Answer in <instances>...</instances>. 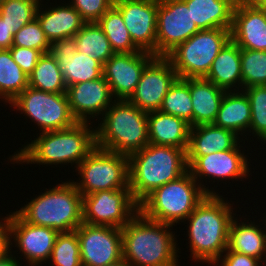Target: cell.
Returning a JSON list of instances; mask_svg holds the SVG:
<instances>
[{
  "instance_id": "1",
  "label": "cell",
  "mask_w": 266,
  "mask_h": 266,
  "mask_svg": "<svg viewBox=\"0 0 266 266\" xmlns=\"http://www.w3.org/2000/svg\"><path fill=\"white\" fill-rule=\"evenodd\" d=\"M219 194H207L186 219L191 256L198 262L218 265L228 246L232 204Z\"/></svg>"
},
{
  "instance_id": "2",
  "label": "cell",
  "mask_w": 266,
  "mask_h": 266,
  "mask_svg": "<svg viewBox=\"0 0 266 266\" xmlns=\"http://www.w3.org/2000/svg\"><path fill=\"white\" fill-rule=\"evenodd\" d=\"M170 227L138 211L122 228V256L129 266H179Z\"/></svg>"
},
{
  "instance_id": "3",
  "label": "cell",
  "mask_w": 266,
  "mask_h": 266,
  "mask_svg": "<svg viewBox=\"0 0 266 266\" xmlns=\"http://www.w3.org/2000/svg\"><path fill=\"white\" fill-rule=\"evenodd\" d=\"M89 122L40 133L36 140L12 155L10 161L44 165L75 163L78 166L96 147L95 130H90Z\"/></svg>"
},
{
  "instance_id": "4",
  "label": "cell",
  "mask_w": 266,
  "mask_h": 266,
  "mask_svg": "<svg viewBox=\"0 0 266 266\" xmlns=\"http://www.w3.org/2000/svg\"><path fill=\"white\" fill-rule=\"evenodd\" d=\"M129 187L139 205L150 193L188 171L186 150L149 143L128 156Z\"/></svg>"
},
{
  "instance_id": "5",
  "label": "cell",
  "mask_w": 266,
  "mask_h": 266,
  "mask_svg": "<svg viewBox=\"0 0 266 266\" xmlns=\"http://www.w3.org/2000/svg\"><path fill=\"white\" fill-rule=\"evenodd\" d=\"M95 130L96 147L130 154L149 144L147 114L128 100H113Z\"/></svg>"
},
{
  "instance_id": "6",
  "label": "cell",
  "mask_w": 266,
  "mask_h": 266,
  "mask_svg": "<svg viewBox=\"0 0 266 266\" xmlns=\"http://www.w3.org/2000/svg\"><path fill=\"white\" fill-rule=\"evenodd\" d=\"M16 212L29 224L71 232L83 223V196L74 182H62Z\"/></svg>"
},
{
  "instance_id": "7",
  "label": "cell",
  "mask_w": 266,
  "mask_h": 266,
  "mask_svg": "<svg viewBox=\"0 0 266 266\" xmlns=\"http://www.w3.org/2000/svg\"><path fill=\"white\" fill-rule=\"evenodd\" d=\"M196 182L188 170L176 180L150 193L139 204V211L148 219L157 222L171 225L183 222L207 194H216Z\"/></svg>"
},
{
  "instance_id": "8",
  "label": "cell",
  "mask_w": 266,
  "mask_h": 266,
  "mask_svg": "<svg viewBox=\"0 0 266 266\" xmlns=\"http://www.w3.org/2000/svg\"><path fill=\"white\" fill-rule=\"evenodd\" d=\"M230 39L229 29L200 30L165 57L171 62L178 78H204Z\"/></svg>"
},
{
  "instance_id": "9",
  "label": "cell",
  "mask_w": 266,
  "mask_h": 266,
  "mask_svg": "<svg viewBox=\"0 0 266 266\" xmlns=\"http://www.w3.org/2000/svg\"><path fill=\"white\" fill-rule=\"evenodd\" d=\"M76 169L82 180L74 184L82 196L97 191L130 188L127 155L95 147Z\"/></svg>"
},
{
  "instance_id": "10",
  "label": "cell",
  "mask_w": 266,
  "mask_h": 266,
  "mask_svg": "<svg viewBox=\"0 0 266 266\" xmlns=\"http://www.w3.org/2000/svg\"><path fill=\"white\" fill-rule=\"evenodd\" d=\"M9 104L36 122L41 133L66 129L78 122L66 93H49L28 86Z\"/></svg>"
},
{
  "instance_id": "11",
  "label": "cell",
  "mask_w": 266,
  "mask_h": 266,
  "mask_svg": "<svg viewBox=\"0 0 266 266\" xmlns=\"http://www.w3.org/2000/svg\"><path fill=\"white\" fill-rule=\"evenodd\" d=\"M139 211L130 188L97 191L83 196V223L123 228Z\"/></svg>"
},
{
  "instance_id": "12",
  "label": "cell",
  "mask_w": 266,
  "mask_h": 266,
  "mask_svg": "<svg viewBox=\"0 0 266 266\" xmlns=\"http://www.w3.org/2000/svg\"><path fill=\"white\" fill-rule=\"evenodd\" d=\"M198 31L183 0H158L156 56H166Z\"/></svg>"
},
{
  "instance_id": "13",
  "label": "cell",
  "mask_w": 266,
  "mask_h": 266,
  "mask_svg": "<svg viewBox=\"0 0 266 266\" xmlns=\"http://www.w3.org/2000/svg\"><path fill=\"white\" fill-rule=\"evenodd\" d=\"M82 266H106L122 256V229L82 223L76 230Z\"/></svg>"
},
{
  "instance_id": "14",
  "label": "cell",
  "mask_w": 266,
  "mask_h": 266,
  "mask_svg": "<svg viewBox=\"0 0 266 266\" xmlns=\"http://www.w3.org/2000/svg\"><path fill=\"white\" fill-rule=\"evenodd\" d=\"M177 78L171 62L165 56H155L143 69L136 89L128 101L145 112L158 111Z\"/></svg>"
},
{
  "instance_id": "15",
  "label": "cell",
  "mask_w": 266,
  "mask_h": 266,
  "mask_svg": "<svg viewBox=\"0 0 266 266\" xmlns=\"http://www.w3.org/2000/svg\"><path fill=\"white\" fill-rule=\"evenodd\" d=\"M133 43L156 56L158 0H114Z\"/></svg>"
},
{
  "instance_id": "16",
  "label": "cell",
  "mask_w": 266,
  "mask_h": 266,
  "mask_svg": "<svg viewBox=\"0 0 266 266\" xmlns=\"http://www.w3.org/2000/svg\"><path fill=\"white\" fill-rule=\"evenodd\" d=\"M154 57V54L145 51L115 53L103 64V77L109 84L115 100L130 98L141 78L143 69Z\"/></svg>"
},
{
  "instance_id": "17",
  "label": "cell",
  "mask_w": 266,
  "mask_h": 266,
  "mask_svg": "<svg viewBox=\"0 0 266 266\" xmlns=\"http://www.w3.org/2000/svg\"><path fill=\"white\" fill-rule=\"evenodd\" d=\"M59 232L51 227L36 226L27 223L17 212L12 213L10 223V245H15L31 266L50 261L52 250Z\"/></svg>"
},
{
  "instance_id": "18",
  "label": "cell",
  "mask_w": 266,
  "mask_h": 266,
  "mask_svg": "<svg viewBox=\"0 0 266 266\" xmlns=\"http://www.w3.org/2000/svg\"><path fill=\"white\" fill-rule=\"evenodd\" d=\"M230 37L241 49L266 51V14L256 2L237 1Z\"/></svg>"
},
{
  "instance_id": "19",
  "label": "cell",
  "mask_w": 266,
  "mask_h": 266,
  "mask_svg": "<svg viewBox=\"0 0 266 266\" xmlns=\"http://www.w3.org/2000/svg\"><path fill=\"white\" fill-rule=\"evenodd\" d=\"M238 144L230 150L218 151L205 156H187L188 170L193 178L215 177L243 179L247 177L250 168L247 164V156H244Z\"/></svg>"
},
{
  "instance_id": "20",
  "label": "cell",
  "mask_w": 266,
  "mask_h": 266,
  "mask_svg": "<svg viewBox=\"0 0 266 266\" xmlns=\"http://www.w3.org/2000/svg\"><path fill=\"white\" fill-rule=\"evenodd\" d=\"M66 95L71 112L78 122H88L91 116L96 118L99 114L103 116L106 109L113 104V94L103 76L97 80L68 86Z\"/></svg>"
},
{
  "instance_id": "21",
  "label": "cell",
  "mask_w": 266,
  "mask_h": 266,
  "mask_svg": "<svg viewBox=\"0 0 266 266\" xmlns=\"http://www.w3.org/2000/svg\"><path fill=\"white\" fill-rule=\"evenodd\" d=\"M50 53L59 64L67 87L103 76V66L97 60L77 52L74 38L52 43Z\"/></svg>"
},
{
  "instance_id": "22",
  "label": "cell",
  "mask_w": 266,
  "mask_h": 266,
  "mask_svg": "<svg viewBox=\"0 0 266 266\" xmlns=\"http://www.w3.org/2000/svg\"><path fill=\"white\" fill-rule=\"evenodd\" d=\"M149 143L187 151L190 125L184 119L158 111L147 114Z\"/></svg>"
},
{
  "instance_id": "23",
  "label": "cell",
  "mask_w": 266,
  "mask_h": 266,
  "mask_svg": "<svg viewBox=\"0 0 266 266\" xmlns=\"http://www.w3.org/2000/svg\"><path fill=\"white\" fill-rule=\"evenodd\" d=\"M238 135L229 129L211 124L190 127L187 156H205L233 149L239 144Z\"/></svg>"
},
{
  "instance_id": "24",
  "label": "cell",
  "mask_w": 266,
  "mask_h": 266,
  "mask_svg": "<svg viewBox=\"0 0 266 266\" xmlns=\"http://www.w3.org/2000/svg\"><path fill=\"white\" fill-rule=\"evenodd\" d=\"M36 18L50 44L73 38L86 23L69 3L65 6L50 7L44 12L38 8Z\"/></svg>"
},
{
  "instance_id": "25",
  "label": "cell",
  "mask_w": 266,
  "mask_h": 266,
  "mask_svg": "<svg viewBox=\"0 0 266 266\" xmlns=\"http://www.w3.org/2000/svg\"><path fill=\"white\" fill-rule=\"evenodd\" d=\"M189 91L193 108V127L213 123L226 90L199 77L189 78Z\"/></svg>"
},
{
  "instance_id": "26",
  "label": "cell",
  "mask_w": 266,
  "mask_h": 266,
  "mask_svg": "<svg viewBox=\"0 0 266 266\" xmlns=\"http://www.w3.org/2000/svg\"><path fill=\"white\" fill-rule=\"evenodd\" d=\"M217 87L226 91H233V87L242 86L241 76V48L231 39L220 50L208 74L204 77Z\"/></svg>"
},
{
  "instance_id": "27",
  "label": "cell",
  "mask_w": 266,
  "mask_h": 266,
  "mask_svg": "<svg viewBox=\"0 0 266 266\" xmlns=\"http://www.w3.org/2000/svg\"><path fill=\"white\" fill-rule=\"evenodd\" d=\"M200 30L231 29L238 0H183Z\"/></svg>"
},
{
  "instance_id": "28",
  "label": "cell",
  "mask_w": 266,
  "mask_h": 266,
  "mask_svg": "<svg viewBox=\"0 0 266 266\" xmlns=\"http://www.w3.org/2000/svg\"><path fill=\"white\" fill-rule=\"evenodd\" d=\"M233 89V92H225L213 124L232 130L239 136L240 131L242 134L243 131H247L246 129L249 130L251 106L249 98L243 90L237 92L235 88Z\"/></svg>"
},
{
  "instance_id": "29",
  "label": "cell",
  "mask_w": 266,
  "mask_h": 266,
  "mask_svg": "<svg viewBox=\"0 0 266 266\" xmlns=\"http://www.w3.org/2000/svg\"><path fill=\"white\" fill-rule=\"evenodd\" d=\"M233 218L228 235L229 251L238 252L266 261V231L261 230L255 222L238 223ZM239 224V225H238Z\"/></svg>"
},
{
  "instance_id": "30",
  "label": "cell",
  "mask_w": 266,
  "mask_h": 266,
  "mask_svg": "<svg viewBox=\"0 0 266 266\" xmlns=\"http://www.w3.org/2000/svg\"><path fill=\"white\" fill-rule=\"evenodd\" d=\"M73 38L77 52L90 56L102 66L115 54L97 22L85 23Z\"/></svg>"
},
{
  "instance_id": "31",
  "label": "cell",
  "mask_w": 266,
  "mask_h": 266,
  "mask_svg": "<svg viewBox=\"0 0 266 266\" xmlns=\"http://www.w3.org/2000/svg\"><path fill=\"white\" fill-rule=\"evenodd\" d=\"M28 78L29 86L34 89L49 93H66L67 86L63 74L57 60L50 52L40 57Z\"/></svg>"
},
{
  "instance_id": "32",
  "label": "cell",
  "mask_w": 266,
  "mask_h": 266,
  "mask_svg": "<svg viewBox=\"0 0 266 266\" xmlns=\"http://www.w3.org/2000/svg\"><path fill=\"white\" fill-rule=\"evenodd\" d=\"M28 86V75L13 60L10 49H0V97L11 103Z\"/></svg>"
},
{
  "instance_id": "33",
  "label": "cell",
  "mask_w": 266,
  "mask_h": 266,
  "mask_svg": "<svg viewBox=\"0 0 266 266\" xmlns=\"http://www.w3.org/2000/svg\"><path fill=\"white\" fill-rule=\"evenodd\" d=\"M97 23L106 35L115 53H134L141 51L133 43L121 12L114 5L103 14Z\"/></svg>"
},
{
  "instance_id": "34",
  "label": "cell",
  "mask_w": 266,
  "mask_h": 266,
  "mask_svg": "<svg viewBox=\"0 0 266 266\" xmlns=\"http://www.w3.org/2000/svg\"><path fill=\"white\" fill-rule=\"evenodd\" d=\"M160 112L184 119L193 127V108L189 78H177L165 95Z\"/></svg>"
},
{
  "instance_id": "35",
  "label": "cell",
  "mask_w": 266,
  "mask_h": 266,
  "mask_svg": "<svg viewBox=\"0 0 266 266\" xmlns=\"http://www.w3.org/2000/svg\"><path fill=\"white\" fill-rule=\"evenodd\" d=\"M41 1V0H40ZM39 0H4L0 5V17L13 34L36 18Z\"/></svg>"
},
{
  "instance_id": "36",
  "label": "cell",
  "mask_w": 266,
  "mask_h": 266,
  "mask_svg": "<svg viewBox=\"0 0 266 266\" xmlns=\"http://www.w3.org/2000/svg\"><path fill=\"white\" fill-rule=\"evenodd\" d=\"M242 90L266 85V51L241 49Z\"/></svg>"
},
{
  "instance_id": "37",
  "label": "cell",
  "mask_w": 266,
  "mask_h": 266,
  "mask_svg": "<svg viewBox=\"0 0 266 266\" xmlns=\"http://www.w3.org/2000/svg\"><path fill=\"white\" fill-rule=\"evenodd\" d=\"M54 266H82L76 231L59 233L50 257Z\"/></svg>"
},
{
  "instance_id": "38",
  "label": "cell",
  "mask_w": 266,
  "mask_h": 266,
  "mask_svg": "<svg viewBox=\"0 0 266 266\" xmlns=\"http://www.w3.org/2000/svg\"><path fill=\"white\" fill-rule=\"evenodd\" d=\"M249 98L251 121L249 130L266 142V85L250 86L243 90ZM252 130V131H251Z\"/></svg>"
},
{
  "instance_id": "39",
  "label": "cell",
  "mask_w": 266,
  "mask_h": 266,
  "mask_svg": "<svg viewBox=\"0 0 266 266\" xmlns=\"http://www.w3.org/2000/svg\"><path fill=\"white\" fill-rule=\"evenodd\" d=\"M12 46L37 49L43 54L51 50V44L47 40L37 18L24 25L14 34Z\"/></svg>"
},
{
  "instance_id": "40",
  "label": "cell",
  "mask_w": 266,
  "mask_h": 266,
  "mask_svg": "<svg viewBox=\"0 0 266 266\" xmlns=\"http://www.w3.org/2000/svg\"><path fill=\"white\" fill-rule=\"evenodd\" d=\"M70 4L86 23L97 22L114 5V0H72Z\"/></svg>"
},
{
  "instance_id": "41",
  "label": "cell",
  "mask_w": 266,
  "mask_h": 266,
  "mask_svg": "<svg viewBox=\"0 0 266 266\" xmlns=\"http://www.w3.org/2000/svg\"><path fill=\"white\" fill-rule=\"evenodd\" d=\"M10 53L13 60L28 76L33 72L38 60L43 55L40 50L18 46H11Z\"/></svg>"
},
{
  "instance_id": "42",
  "label": "cell",
  "mask_w": 266,
  "mask_h": 266,
  "mask_svg": "<svg viewBox=\"0 0 266 266\" xmlns=\"http://www.w3.org/2000/svg\"><path fill=\"white\" fill-rule=\"evenodd\" d=\"M225 255L221 258V266H261L259 259L241 254L238 252L229 251L226 249Z\"/></svg>"
},
{
  "instance_id": "43",
  "label": "cell",
  "mask_w": 266,
  "mask_h": 266,
  "mask_svg": "<svg viewBox=\"0 0 266 266\" xmlns=\"http://www.w3.org/2000/svg\"><path fill=\"white\" fill-rule=\"evenodd\" d=\"M12 214H9L0 222V255L9 252L10 246V223Z\"/></svg>"
},
{
  "instance_id": "44",
  "label": "cell",
  "mask_w": 266,
  "mask_h": 266,
  "mask_svg": "<svg viewBox=\"0 0 266 266\" xmlns=\"http://www.w3.org/2000/svg\"><path fill=\"white\" fill-rule=\"evenodd\" d=\"M14 34L3 23V19L0 17V49H10L13 44Z\"/></svg>"
},
{
  "instance_id": "45",
  "label": "cell",
  "mask_w": 266,
  "mask_h": 266,
  "mask_svg": "<svg viewBox=\"0 0 266 266\" xmlns=\"http://www.w3.org/2000/svg\"><path fill=\"white\" fill-rule=\"evenodd\" d=\"M0 266H22L15 256L11 254V251L0 255Z\"/></svg>"
},
{
  "instance_id": "46",
  "label": "cell",
  "mask_w": 266,
  "mask_h": 266,
  "mask_svg": "<svg viewBox=\"0 0 266 266\" xmlns=\"http://www.w3.org/2000/svg\"><path fill=\"white\" fill-rule=\"evenodd\" d=\"M106 266H129L128 262L122 257L120 260L110 263Z\"/></svg>"
},
{
  "instance_id": "47",
  "label": "cell",
  "mask_w": 266,
  "mask_h": 266,
  "mask_svg": "<svg viewBox=\"0 0 266 266\" xmlns=\"http://www.w3.org/2000/svg\"><path fill=\"white\" fill-rule=\"evenodd\" d=\"M256 3L259 5V7L265 12L266 14V0H258Z\"/></svg>"
},
{
  "instance_id": "48",
  "label": "cell",
  "mask_w": 266,
  "mask_h": 266,
  "mask_svg": "<svg viewBox=\"0 0 266 266\" xmlns=\"http://www.w3.org/2000/svg\"><path fill=\"white\" fill-rule=\"evenodd\" d=\"M239 1H243V2H256L258 0H239Z\"/></svg>"
}]
</instances>
